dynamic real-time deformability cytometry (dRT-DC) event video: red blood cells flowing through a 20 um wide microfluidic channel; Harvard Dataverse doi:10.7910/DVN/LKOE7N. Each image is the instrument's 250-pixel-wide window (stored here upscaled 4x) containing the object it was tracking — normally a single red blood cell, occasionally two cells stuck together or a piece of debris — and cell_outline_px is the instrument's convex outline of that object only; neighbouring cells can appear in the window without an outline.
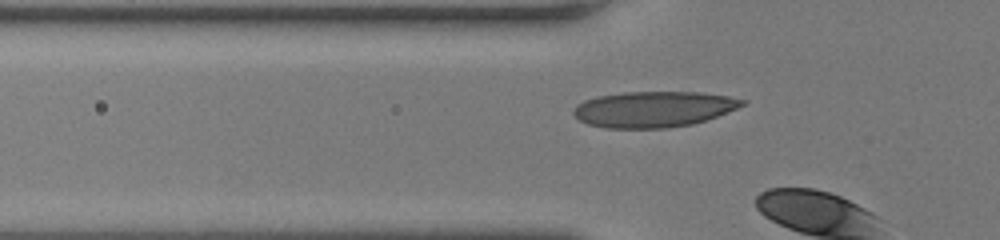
{"species": "human", "species_latin": "Homo sapiens", "temperature_condition": "room temperature", "stored_images_in_passage": 7, "camera_frame_rate_fps": 3000, "um_per_image_px": 0.085, "donor": {"sex": "female"}, "frame": {"image": 1, "passage_image": 6, "time_ms": 1.667, "image_size_px": [1000, 240], "cell_outline_px": [[748, 100], [744, 104], [728, 112], [692, 124], [664, 128], [604, 128], [588, 124], [580, 120], [572, 112], [576, 104], [584, 100], [600, 96], [624, 92], [700, 92], [728, 96]], "centroid_in_image_um": [55.54, 9.28], "position_along_channel_um": 70.3, "area_um2": 35.08}}